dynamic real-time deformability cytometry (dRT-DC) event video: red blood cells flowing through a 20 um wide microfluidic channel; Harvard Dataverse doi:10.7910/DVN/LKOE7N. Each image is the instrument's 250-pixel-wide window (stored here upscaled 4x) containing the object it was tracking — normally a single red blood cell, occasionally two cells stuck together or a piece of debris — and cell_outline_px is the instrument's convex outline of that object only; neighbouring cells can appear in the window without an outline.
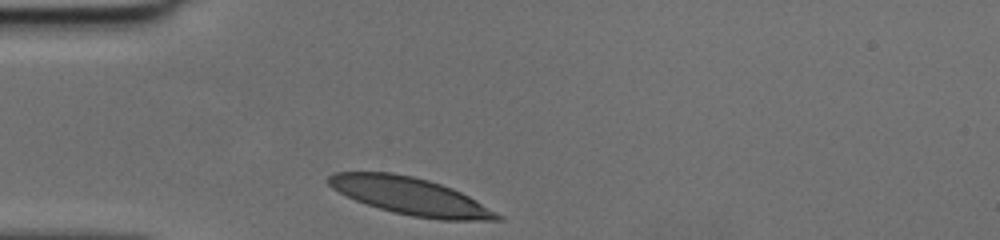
{"species": "human", "species_latin": "Homo sapiens", "temperature_condition": "cold", "stored_images_in_passage": 26, "camera_frame_rate_fps": 3000, "um_per_image_px": 0.085, "donor": {"sex": "female"}, "frame": {"image": 1, "passage_image": 1, "time_ms": 0.0, "image_size_px": [1000, 240], "cell_outline_px": [[504, 220], [440, 220], [412, 216], [380, 208], [356, 200], [332, 188], [328, 184], [328, 176], [332, 172], [392, 172], [412, 176], [428, 180], [452, 188], [468, 196], [504, 216]], "centroid_in_image_um": [34.9, 16.67], "position_along_channel_um": 50.1, "area_um2": 36.24}}
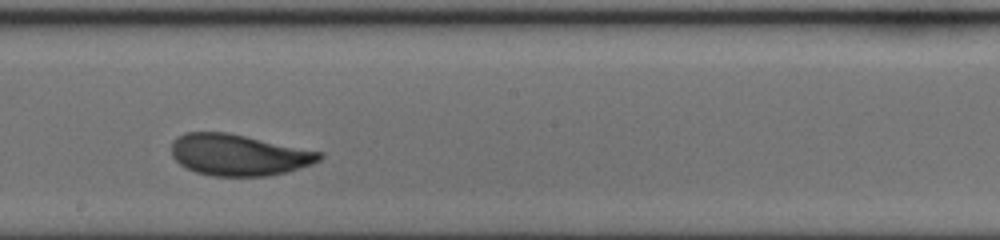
{"frame": {"image": 2, "passage_image": 15, "time_ms": 4.667, "image_size_px": [1000, 240], "cell_outline_px": [[324, 156], [320, 160], [312, 164], [288, 172], [268, 176], [212, 176], [196, 172], [180, 164], [172, 156], [172, 140], [176, 136], [188, 132], [228, 132], [324, 152]], "centroid_in_image_um": [20.31, 13.16], "position_along_channel_um": 227.9, "area_um2": 35.95}}
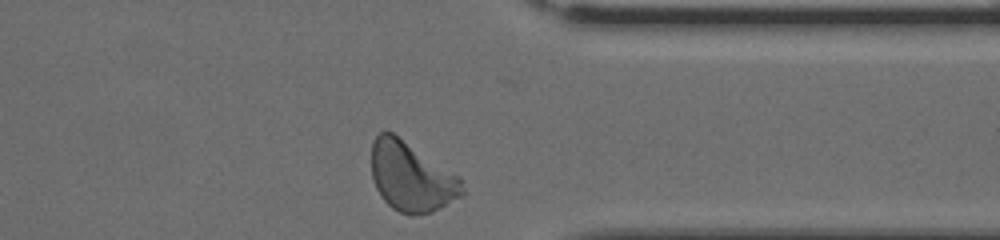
{"frame": {"image": 3, "passage_image": 26, "time_ms": 8.333, "image_size_px": [1000, 240], "cell_outline_px": [[464, 192], [460, 196], [440, 208], [432, 212], [420, 216], [412, 216], [400, 212], [392, 208], [380, 196], [376, 188], [372, 176], [372, 140], [380, 132], [392, 132], [460, 176], [464, 188]], "centroid_in_image_um": [34.96, 15.05], "position_along_channel_um": 376.4, "area_um2": 36.76}}